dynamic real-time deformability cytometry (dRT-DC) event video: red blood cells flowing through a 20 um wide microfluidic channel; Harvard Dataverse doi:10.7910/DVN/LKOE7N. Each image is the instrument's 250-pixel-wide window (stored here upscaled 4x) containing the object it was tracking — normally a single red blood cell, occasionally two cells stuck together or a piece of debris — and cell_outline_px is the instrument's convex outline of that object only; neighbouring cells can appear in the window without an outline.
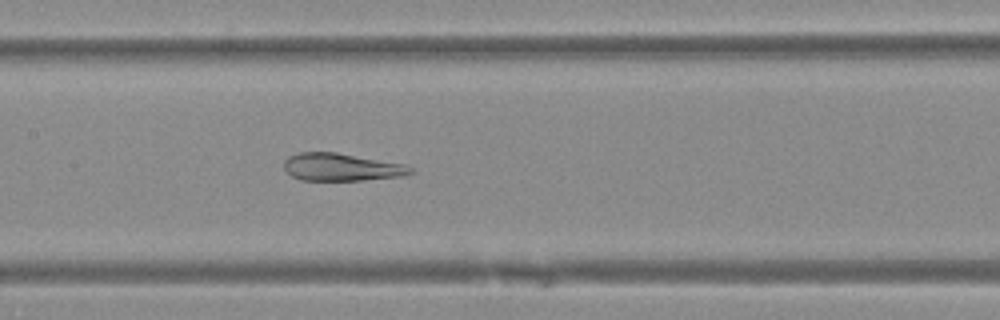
{"species": "Egyptian fruit bat (a non-hibernating species)", "species_latin": "Rousettus aegyptiacus", "temperature_condition": "warm", "stored_images_in_passage": 33, "camera_frame_rate_fps": 3000, "um_per_image_px": 0.085, "animal": {"sex": "female"}, "frame": {"image": 1, "passage_image": 18, "time_ms": 5.667, "image_size_px": [1000, 320], "cell_outline_px": [[416, 172], [400, 176], [364, 180], [300, 180], [292, 176], [284, 168], [284, 160], [288, 156], [300, 152], [336, 152], [404, 164], [412, 168]], "centroid_in_image_um": [29.01, 14.2], "position_along_channel_um": 178.4, "area_um2": 20.29}}
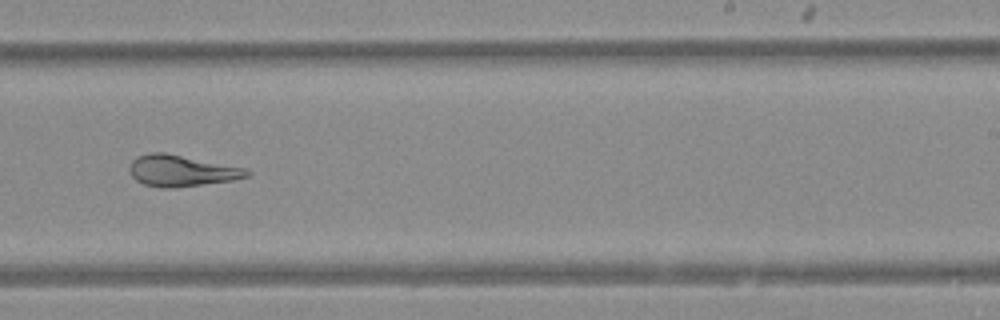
{"frame": {"image": 2, "passage_image": 25, "time_ms": 8.0, "image_size_px": [1000, 320], "cell_outline_px": [[252, 172], [248, 176], [232, 180], [176, 188], [160, 188], [144, 184], [136, 180], [132, 176], [128, 168], [132, 160], [136, 156], [152, 152], [164, 152], [244, 168]], "centroid_in_image_um": [15.37, 14.52], "position_along_channel_um": 273.6, "area_um2": 21.33}}
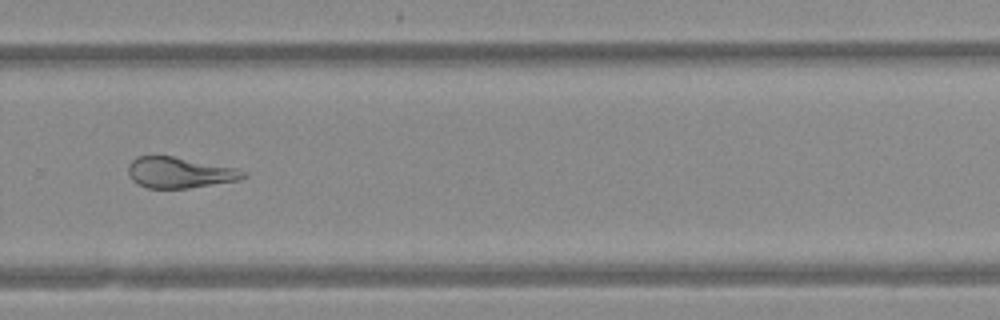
{"frame": {"image": 3, "passage_image": 28, "time_ms": 9.0, "image_size_px": [1000, 320], "cell_outline_px": [[248, 176], [240, 180], [188, 188], [148, 188], [132, 180], [128, 172], [128, 164], [136, 156], [172, 156], [236, 168], [248, 172]], "centroid_in_image_um": [15.29, 14.67], "position_along_channel_um": 314.5, "area_um2": 20.63}}